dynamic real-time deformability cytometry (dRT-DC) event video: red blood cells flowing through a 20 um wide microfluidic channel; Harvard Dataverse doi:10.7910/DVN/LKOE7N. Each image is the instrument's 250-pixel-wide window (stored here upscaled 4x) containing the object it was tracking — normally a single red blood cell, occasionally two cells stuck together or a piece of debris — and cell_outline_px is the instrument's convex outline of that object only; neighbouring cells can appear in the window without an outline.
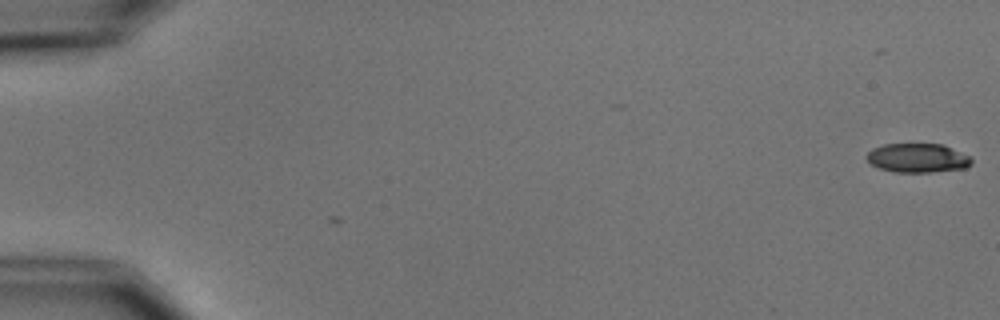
{"species": "common noctule bat (a hibernating species)", "species_latin": "Nyctalus noctula", "temperature_condition": "cold", "stored_images_in_passage": 2, "camera_frame_rate_fps": 3000, "um_per_image_px": 0.085, "animal": {"sex": "male", "body_mass_g": 15.6}, "frame": {"image": 1, "passage_image": 2, "time_ms": 1.0, "image_size_px": [1000, 320], "cell_outline_px": [[972, 164], [964, 168], [932, 172], [892, 172], [880, 168], [872, 164], [864, 156], [872, 148], [884, 144], [940, 144], [972, 156]], "centroid_in_image_um": [77.99, 13.43], "position_along_channel_um": 7.0, "area_um2": 17.8}}